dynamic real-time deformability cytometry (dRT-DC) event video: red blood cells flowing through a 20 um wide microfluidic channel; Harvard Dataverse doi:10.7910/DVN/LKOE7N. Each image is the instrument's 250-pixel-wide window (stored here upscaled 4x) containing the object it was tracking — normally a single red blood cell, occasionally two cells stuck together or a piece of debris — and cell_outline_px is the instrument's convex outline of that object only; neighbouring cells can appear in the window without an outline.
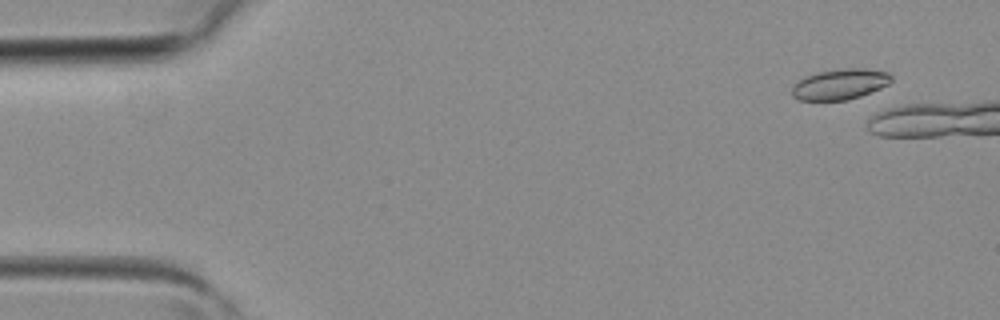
{"species": "common noctule bat (a hibernating species)", "species_latin": "Nyctalus noctula", "temperature_condition": "room temperature", "stored_images_in_passage": 5, "camera_frame_rate_fps": 3000, "um_per_image_px": 0.085, "animal": {"sex": "female", "body_mass_g": 19.3, "forearm_length_mm": 54.1}, "frame": {"image": 1, "passage_image": 1, "time_ms": 0.0, "image_size_px": [1000, 320], "cell_outline_px": [[892, 80], [888, 84], [880, 88], [860, 96], [848, 100], [800, 100], [792, 96], [792, 88], [804, 76], [816, 72], [844, 68], [864, 68], [888, 72], [892, 76]], "centroid_in_image_um": [71.41, 7.15], "position_along_channel_um": 13.6, "area_um2": 17.69}}